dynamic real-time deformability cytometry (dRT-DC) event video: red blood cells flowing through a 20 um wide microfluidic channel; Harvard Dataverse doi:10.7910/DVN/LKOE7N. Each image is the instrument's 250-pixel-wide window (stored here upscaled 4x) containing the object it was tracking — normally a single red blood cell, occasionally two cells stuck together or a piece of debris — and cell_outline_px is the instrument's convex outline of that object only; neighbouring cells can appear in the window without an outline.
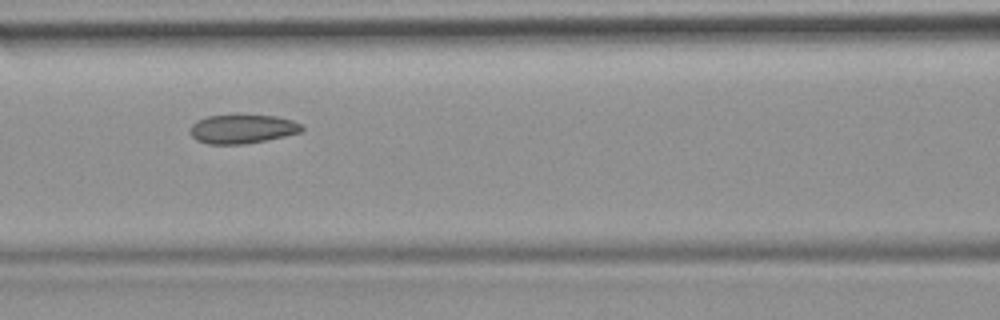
{"species": "common noctule bat (a hibernating species)", "species_latin": "Nyctalus noctula", "temperature_condition": "room temperature", "stored_images_in_passage": 52, "camera_frame_rate_fps": 3000, "um_per_image_px": 0.085, "animal": {"sex": "female", "body_mass_g": 19.9}, "frame": {"image": 1, "passage_image": 23, "time_ms": 7.333, "image_size_px": [1000, 320], "cell_outline_px": [[304, 128], [300, 132], [284, 136], [244, 144], [208, 144], [196, 140], [192, 136], [192, 124], [196, 120], [208, 116], [236, 112], [276, 116], [292, 120], [300, 124]], "centroid_in_image_um": [20.58, 10.91], "position_along_channel_um": 146.0, "area_um2": 19.36}, "authors_computed_cell_mechanics": {"area_um2": 19.8543, "velocity_mm_per_s": 3.9261, "shape_relaxation_time_tau1_ms": null, "shape_relaxation_time_tau2_ms": 2.3294, "deformation_change_tau1": null, "deformation_change_tau2": 0.0813}}